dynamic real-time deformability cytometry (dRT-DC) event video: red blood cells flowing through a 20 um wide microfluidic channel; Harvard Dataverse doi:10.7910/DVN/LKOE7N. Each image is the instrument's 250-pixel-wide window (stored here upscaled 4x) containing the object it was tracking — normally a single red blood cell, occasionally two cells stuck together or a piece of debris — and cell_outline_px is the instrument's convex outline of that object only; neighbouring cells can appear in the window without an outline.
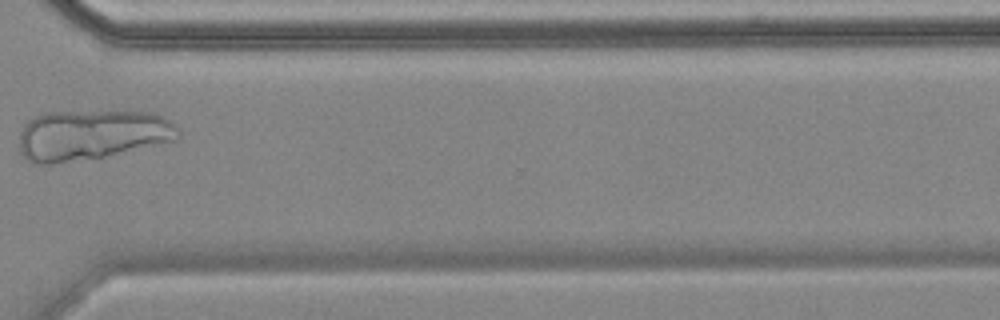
{"species": "common noctule bat (a hibernating species)", "species_latin": "Nyctalus noctula", "temperature_condition": "cold", "stored_images_in_passage": 9, "camera_frame_rate_fps": 3000, "um_per_image_px": 0.085, "animal": {"sex": "female", "body_mass_g": 18.4}, "frame": {"image": 1, "passage_image": 8, "time_ms": 8.333, "image_size_px": [1000, 320], "cell_outline_px": [[180, 136], [176, 140], [104, 156], [52, 164], [36, 164], [28, 160], [20, 152], [20, 132], [24, 124], [28, 120], [44, 112], [156, 112], [164, 116], [176, 124], [180, 128]], "centroid_in_image_um": [7.81, 11.45], "position_along_channel_um": 362.8, "area_um2": 46.53}}